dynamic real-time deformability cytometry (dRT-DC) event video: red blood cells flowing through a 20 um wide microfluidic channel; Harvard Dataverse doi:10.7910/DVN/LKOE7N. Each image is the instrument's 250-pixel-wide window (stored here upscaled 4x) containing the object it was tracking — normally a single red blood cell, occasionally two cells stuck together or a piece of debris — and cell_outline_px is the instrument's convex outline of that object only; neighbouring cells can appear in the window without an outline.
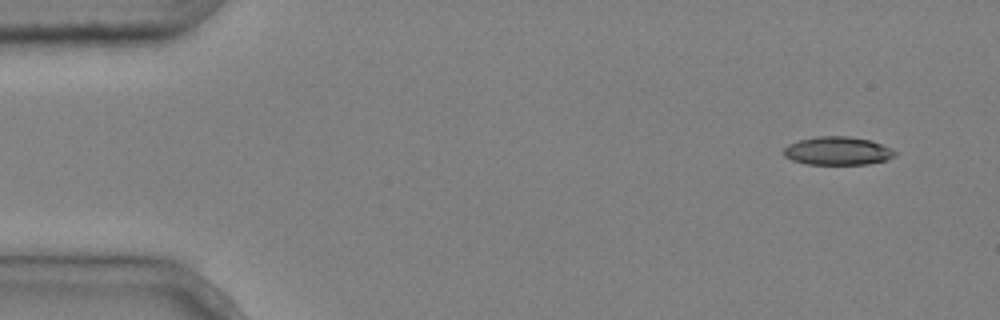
{"species": "common noctule bat (a hibernating species)", "species_latin": "Nyctalus noctula", "temperature_condition": "cold", "stored_images_in_passage": 6, "camera_frame_rate_fps": 3000, "um_per_image_px": 0.085, "animal": {"sex": "male", "body_mass_g": 20.4}, "frame": {"image": 1, "passage_image": 1, "time_ms": 0.0, "image_size_px": [1000, 320], "cell_outline_px": [[896, 156], [888, 160], [868, 164], [808, 164], [792, 160], [784, 156], [784, 148], [788, 144], [800, 140], [816, 136], [848, 136], [872, 140], [896, 152]], "centroid_in_image_um": [71.2, 12.82], "position_along_channel_um": 13.8, "area_um2": 18.32}}
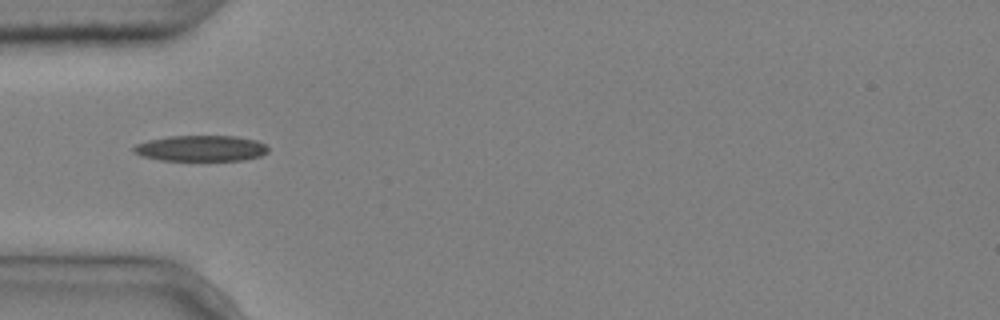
{"frame": {"image": 2, "passage_image": 4, "time_ms": 1.0, "image_size_px": [1000, 320], "cell_outline_px": [[268, 152], [260, 156], [244, 160], [160, 160], [140, 156], [132, 152], [132, 148], [136, 144], [148, 140], [168, 136], [236, 136], [256, 140], [264, 144], [268, 148]], "centroid_in_image_um": [17.05, 12.61], "position_along_channel_um": 68.0, "area_um2": 20.35}}